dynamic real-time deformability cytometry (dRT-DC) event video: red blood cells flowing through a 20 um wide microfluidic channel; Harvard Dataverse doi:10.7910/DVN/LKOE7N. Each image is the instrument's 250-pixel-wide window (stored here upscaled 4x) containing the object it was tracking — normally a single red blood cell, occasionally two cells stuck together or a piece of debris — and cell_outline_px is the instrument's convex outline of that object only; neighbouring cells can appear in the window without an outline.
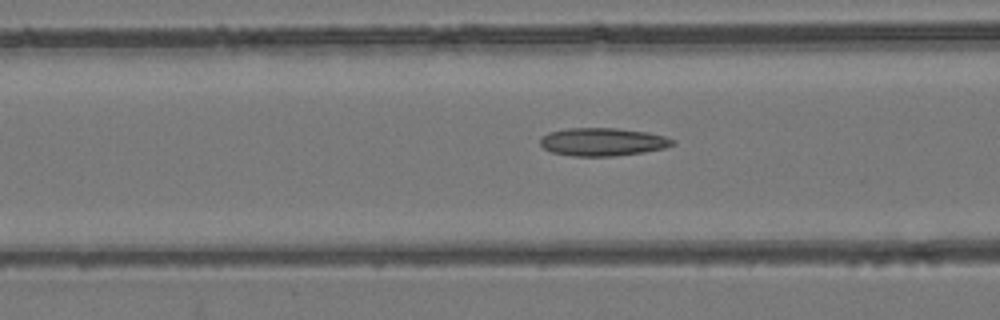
{"species": "common noctule bat (a hibernating species)", "species_latin": "Nyctalus noctula", "temperature_condition": "room temperature", "stored_images_in_passage": 37, "camera_frame_rate_fps": 3000, "um_per_image_px": 0.085, "animal": {"sex": "female", "body_mass_g": 24.6, "forearm_length_mm": 56.2}, "frame": {"image": 1, "passage_image": 9, "time_ms": 2.667, "image_size_px": [1000, 320], "cell_outline_px": [[676, 144], [664, 148], [644, 152], [616, 156], [572, 156], [552, 152], [544, 148], [540, 144], [540, 136], [548, 132], [568, 128], [616, 128], [648, 132], [664, 136], [676, 140]], "centroid_in_image_um": [51.23, 12.06], "position_along_channel_um": 115.4, "area_um2": 21.79}}
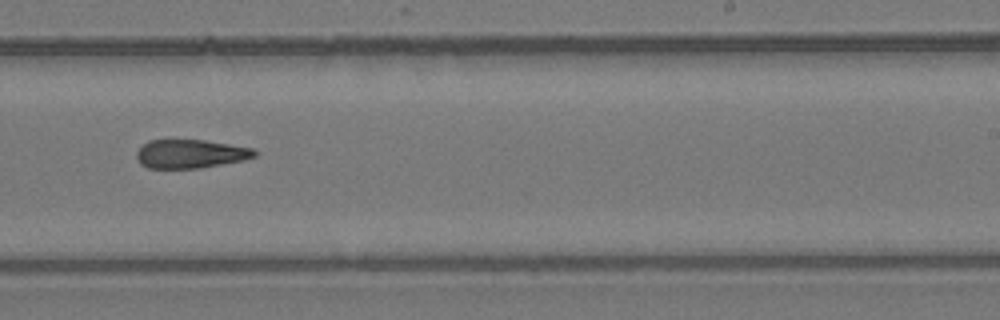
{"frame": {"image": 2, "passage_image": 21, "time_ms": 6.667, "image_size_px": [1000, 320], "cell_outline_px": [[256, 156], [244, 160], [200, 168], [148, 168], [140, 164], [136, 156], [136, 152], [148, 140], [168, 136], [204, 140], [252, 148], [256, 152]], "centroid_in_image_um": [16.11, 13.03], "position_along_channel_um": 272.9, "area_um2": 20.4}}
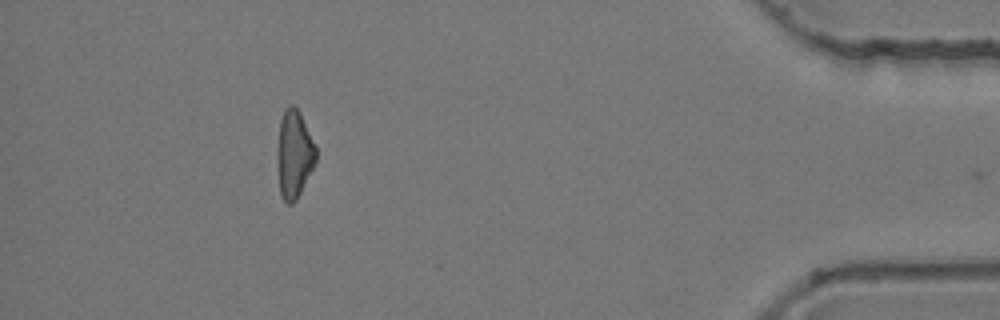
{"frame": {"image": 3, "passage_image": 36, "time_ms": 11.667, "image_size_px": [1000, 320], "cell_outline_px": [[316, 164], [296, 200], [292, 204], [288, 204], [280, 196], [276, 156], [276, 148], [280, 120], [284, 108], [292, 104], [300, 112], [316, 144]], "centroid_in_image_um": [24.99, 13.1], "position_along_channel_um": 410.2, "area_um2": 20.35}, "authors_computed_cell_mechanics": {"area_um2": 20.4612, "velocity_mm_per_s": 3.9384, "shape_relaxation_time_tau1_ms": null, "shape_relaxation_time_tau2_ms": 6.5767, "deformation_change_tau1": null, "deformation_change_tau2": 0.1877}}